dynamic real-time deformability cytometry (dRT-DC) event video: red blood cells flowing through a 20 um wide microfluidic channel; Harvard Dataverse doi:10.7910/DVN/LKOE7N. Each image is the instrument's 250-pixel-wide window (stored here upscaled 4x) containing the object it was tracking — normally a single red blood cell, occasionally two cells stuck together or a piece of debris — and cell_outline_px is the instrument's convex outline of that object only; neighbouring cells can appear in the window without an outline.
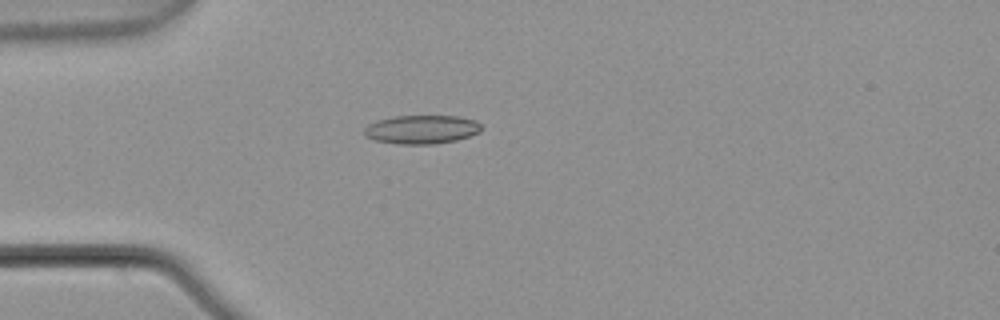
{"species": "common noctule bat (a hibernating species)", "species_latin": "Nyctalus noctula", "temperature_condition": "warm", "stored_images_in_passage": 4, "camera_frame_rate_fps": 3000, "um_per_image_px": 0.085, "animal": {"sex": "male", "body_mass_g": 21.5, "forearm_length_mm": 52.0}, "frame": {"image": 1, "passage_image": 3, "time_ms": 0.667, "image_size_px": [1000, 320], "cell_outline_px": [[484, 128], [480, 132], [456, 140], [436, 144], [396, 144], [376, 140], [364, 136], [364, 128], [368, 124], [376, 120], [396, 116], [456, 116], [476, 120]], "centroid_in_image_um": [35.84, 11.0], "position_along_channel_um": 49.2, "area_um2": 19.71}}